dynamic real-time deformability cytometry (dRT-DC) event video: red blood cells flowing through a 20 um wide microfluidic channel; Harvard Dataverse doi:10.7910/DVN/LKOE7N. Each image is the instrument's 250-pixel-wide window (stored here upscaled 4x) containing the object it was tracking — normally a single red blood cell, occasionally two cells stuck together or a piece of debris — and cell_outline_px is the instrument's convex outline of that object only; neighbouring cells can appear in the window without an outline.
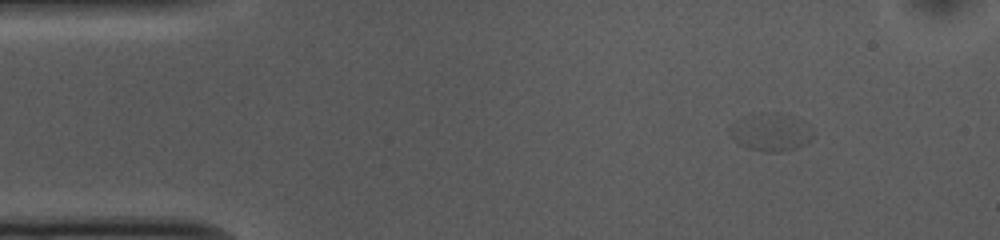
{"species": "common noctule bat (a hibernating species)", "species_latin": "Nyctalus noctula", "temperature_condition": "cold", "stored_images_in_passage": 37, "camera_frame_rate_fps": 3000, "um_per_image_px": 0.085, "animal": {"sex": "female", "body_mass_g": 10.0, "forearm_length_mm": 53.1}, "frame": {"image": 1, "passage_image": 6, "time_ms": 1.667, "image_size_px": [1000, 240], "cell_outline_px": [[816, 132], [808, 144], [796, 148], [780, 152], [768, 152], [748, 148], [740, 144], [728, 132], [728, 124], [736, 120], [760, 112], [780, 112], [808, 124]], "centroid_in_image_um": [65.54, 11.23], "position_along_channel_um": 19.5, "area_um2": 18.61}}
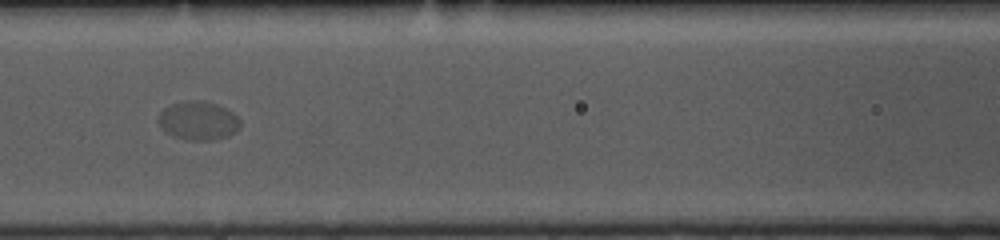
{"frame": {"image": 2, "passage_image": 22, "time_ms": 7.0, "image_size_px": [1000, 240], "cell_outline_px": [[240, 128], [236, 132], [228, 136], [216, 140], [188, 140], [164, 132], [160, 128], [156, 120], [160, 112], [164, 108], [172, 104], [184, 100], [204, 100], [216, 104], [232, 112], [240, 120]], "centroid_in_image_um": [16.83, 10.26], "position_along_channel_um": 149.8, "area_um2": 18.73}}
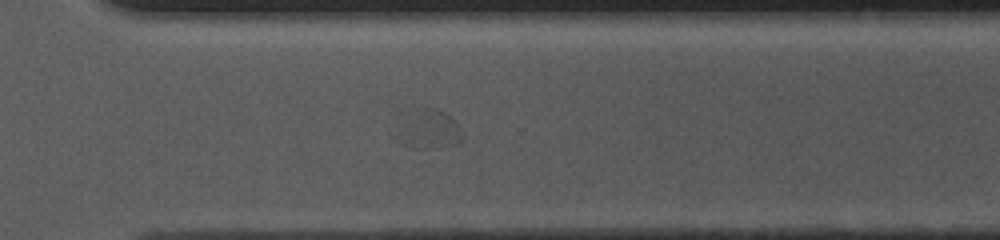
{"frame": {"image": 3, "passage_image": 37, "time_ms": 12.0, "image_size_px": [1000, 240], "cell_outline_px": [[464, 136], [456, 144], [440, 148], [416, 148], [408, 144], [424, 108], [436, 108], [452, 116], [464, 132]], "centroid_in_image_um": [37.05, 11.08], "position_along_channel_um": 333.6, "area_um2": 11.44}}